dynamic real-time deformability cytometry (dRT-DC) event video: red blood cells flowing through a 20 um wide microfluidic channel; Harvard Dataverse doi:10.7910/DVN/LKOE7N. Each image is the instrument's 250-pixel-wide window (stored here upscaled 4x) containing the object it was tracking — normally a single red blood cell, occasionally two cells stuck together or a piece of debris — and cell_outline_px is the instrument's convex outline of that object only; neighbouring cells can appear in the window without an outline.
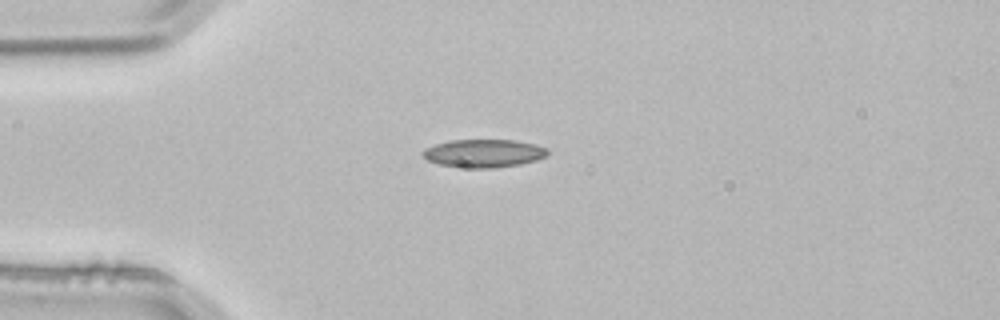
{"species": "common noctule bat (a hibernating species)", "species_latin": "Nyctalus noctula", "temperature_condition": "room temperature", "stored_images_in_passage": 3, "camera_frame_rate_fps": 3000, "um_per_image_px": 0.085, "animal": {"sex": "male", "body_mass_g": 21.5, "forearm_length_mm": 52.0}, "frame": {"image": 1, "passage_image": 3, "time_ms": 0.667, "image_size_px": [1000, 320], "cell_outline_px": [[548, 152], [544, 156], [536, 160], [520, 164], [492, 168], [468, 168], [440, 164], [428, 160], [420, 152], [424, 148], [448, 140], [516, 140], [536, 144], [548, 148]], "centroid_in_image_um": [41.11, 13.02], "position_along_channel_um": 43.9, "area_um2": 20.4}}